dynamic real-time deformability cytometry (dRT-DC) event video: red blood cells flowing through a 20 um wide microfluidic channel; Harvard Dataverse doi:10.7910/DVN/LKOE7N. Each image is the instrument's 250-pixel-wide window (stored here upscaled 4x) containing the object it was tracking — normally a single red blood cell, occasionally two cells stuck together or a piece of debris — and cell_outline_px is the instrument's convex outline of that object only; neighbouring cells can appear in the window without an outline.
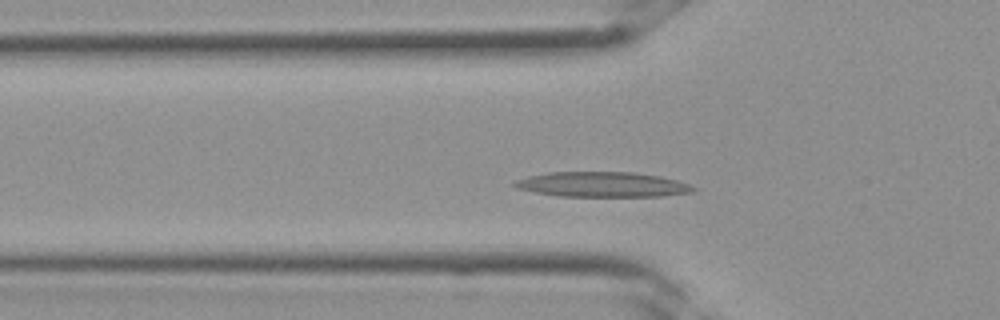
{"species": "Egyptian fruit bat (a non-hibernating species)", "species_latin": "Rousettus aegyptiacus", "temperature_condition": "room temperature", "stored_images_in_passage": 31, "camera_frame_rate_fps": 3000, "um_per_image_px": 0.085, "frame": {"image": 1, "passage_image": 6, "time_ms": 1.667, "image_size_px": [1000, 320], "cell_outline_px": [[696, 188], [692, 192], [660, 196], [560, 196], [536, 192], [516, 188], [512, 184], [516, 180], [528, 176], [548, 172], [632, 172], [660, 176], [676, 180], [688, 184]], "centroid_in_image_um": [51.18, 15.67], "position_along_channel_um": 74.6, "area_um2": 25.89}}
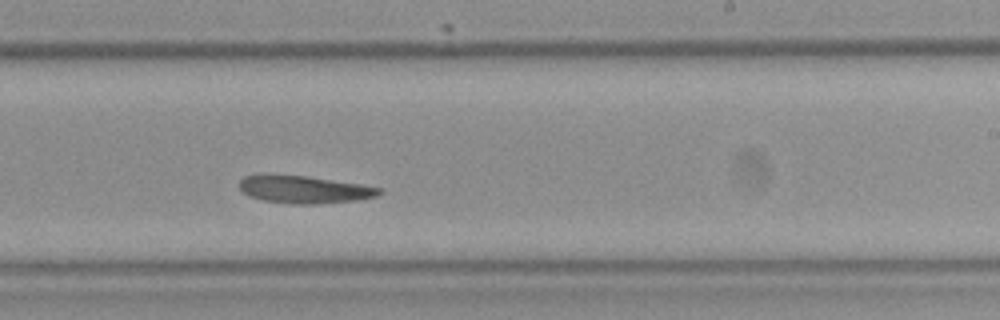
{"frame": {"image": 2, "passage_image": 16, "time_ms": 5.0, "image_size_px": [1000, 320], "cell_outline_px": [[380, 192], [376, 196], [356, 200], [316, 204], [292, 204], [264, 200], [248, 196], [240, 188], [240, 180], [244, 176], [260, 172], [264, 172], [304, 176], [360, 184], [380, 188]], "centroid_in_image_um": [25.75, 16.08], "position_along_channel_um": 263.3, "area_um2": 22.6}}
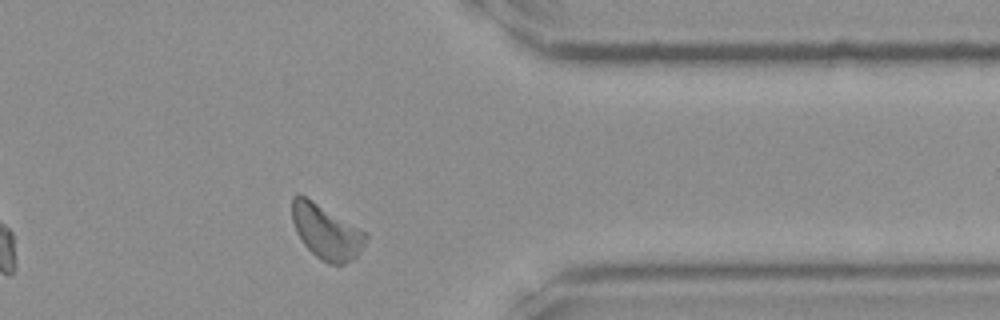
{"frame": {"image": 3, "passage_image": 23, "time_ms": 7.333, "image_size_px": [1000, 320], "cell_outline_px": [[368, 236], [364, 244], [356, 256], [344, 264], [328, 264], [320, 260], [304, 244], [296, 232], [292, 220], [292, 196], [304, 196], [312, 200], [368, 232]], "centroid_in_image_um": [27.75, 19.71], "position_along_channel_um": 383.7, "area_um2": 23.18}}